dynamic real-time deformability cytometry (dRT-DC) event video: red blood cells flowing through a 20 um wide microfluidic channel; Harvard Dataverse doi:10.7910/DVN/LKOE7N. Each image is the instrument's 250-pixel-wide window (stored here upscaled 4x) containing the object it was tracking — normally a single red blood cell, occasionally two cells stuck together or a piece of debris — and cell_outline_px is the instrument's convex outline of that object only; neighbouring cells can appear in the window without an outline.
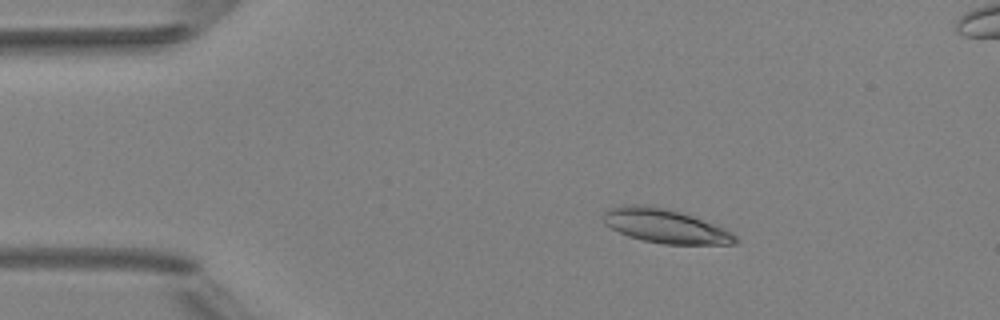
{"species": "Egyptian fruit bat (a non-hibernating species)", "species_latin": "Rousettus aegyptiacus", "temperature_condition": "room temperature", "stored_images_in_passage": 3, "camera_frame_rate_fps": 3000, "um_per_image_px": 0.085, "animal": {"sex": "female"}, "frame": {"image": 1, "passage_image": 1, "time_ms": 0.0, "image_size_px": [1000, 320], "cell_outline_px": [[740, 240], [736, 244], [664, 244], [644, 240], [628, 236], [604, 224], [604, 212], [608, 208], [632, 204], [636, 204], [664, 208], [680, 212], [692, 216], [724, 228], [732, 232]], "centroid_in_image_um": [56.57, 19.22], "position_along_channel_um": 28.4, "area_um2": 25.84}}